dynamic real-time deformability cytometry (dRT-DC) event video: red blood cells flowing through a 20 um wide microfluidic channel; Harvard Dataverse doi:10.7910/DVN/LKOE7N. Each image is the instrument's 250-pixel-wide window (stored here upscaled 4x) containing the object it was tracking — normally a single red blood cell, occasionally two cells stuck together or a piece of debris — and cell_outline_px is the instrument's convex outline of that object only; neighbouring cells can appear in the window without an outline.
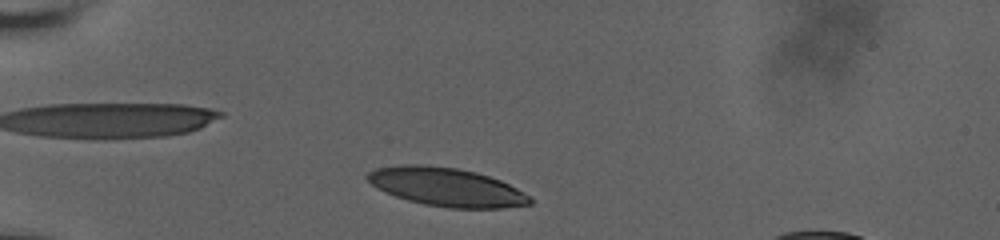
{"species": "human", "species_latin": "Homo sapiens", "temperature_condition": "room temperature", "stored_images_in_passage": 12, "camera_frame_rate_fps": 3000, "um_per_image_px": 0.085, "donor": {"sex": "male"}, "frame": {"image": 1, "passage_image": 5, "time_ms": 1.0, "image_size_px": [1000, 240], "cell_outline_px": [[532, 204], [504, 208], [448, 208], [424, 204], [408, 200], [396, 196], [376, 188], [364, 176], [368, 172], [376, 168], [404, 164], [424, 164], [456, 168], [476, 172], [500, 180], [516, 188], [528, 196], [532, 200]], "centroid_in_image_um": [37.93, 15.89], "position_along_channel_um": 47.1, "area_um2": 36.36}}